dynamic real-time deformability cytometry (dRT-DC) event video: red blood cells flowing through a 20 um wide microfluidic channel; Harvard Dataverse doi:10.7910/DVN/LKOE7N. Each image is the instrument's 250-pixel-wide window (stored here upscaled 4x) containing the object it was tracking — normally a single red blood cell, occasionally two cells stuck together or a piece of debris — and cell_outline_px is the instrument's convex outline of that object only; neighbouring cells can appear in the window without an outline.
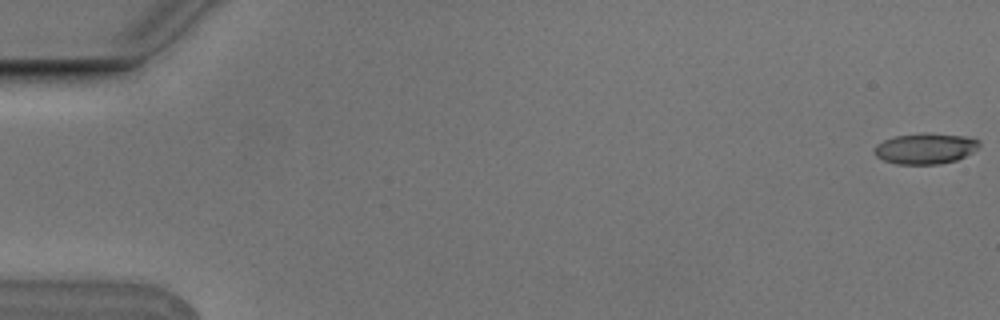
{"species": "Egyptian fruit bat (a non-hibernating species)", "species_latin": "Rousettus aegyptiacus", "temperature_condition": "cold", "stored_images_in_passage": 4, "camera_frame_rate_fps": 3000, "um_per_image_px": 0.085, "animal": {"sex": "male"}, "frame": {"image": 1, "passage_image": 1, "time_ms": 0.0, "image_size_px": [1000, 320], "cell_outline_px": [[980, 144], [972, 152], [956, 160], [940, 164], [896, 164], [884, 160], [876, 156], [872, 152], [872, 148], [876, 144], [884, 140], [896, 136], [924, 132], [928, 132], [968, 136], [980, 140]], "centroid_in_image_um": [78.63, 12.61], "position_along_channel_um": 6.4, "area_um2": 19.07}}